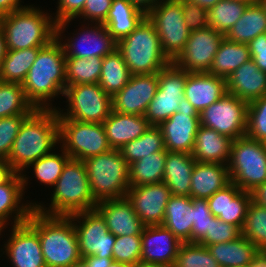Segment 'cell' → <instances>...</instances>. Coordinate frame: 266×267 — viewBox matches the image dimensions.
<instances>
[{"label": "cell", "instance_id": "cell-2", "mask_svg": "<svg viewBox=\"0 0 266 267\" xmlns=\"http://www.w3.org/2000/svg\"><path fill=\"white\" fill-rule=\"evenodd\" d=\"M65 61L63 47L57 38L40 48L22 83L25 96L35 109H56L52 101L63 97L66 88Z\"/></svg>", "mask_w": 266, "mask_h": 267}, {"label": "cell", "instance_id": "cell-36", "mask_svg": "<svg viewBox=\"0 0 266 267\" xmlns=\"http://www.w3.org/2000/svg\"><path fill=\"white\" fill-rule=\"evenodd\" d=\"M59 152L56 151L47 154L38 160L34 161L32 164H30L25 170L21 173V176L23 178V190L24 193L26 192V187H28L30 176L25 173L30 168V166L33 168V177L39 181L40 185H46L52 189L54 185L56 184V181L59 179L60 175L62 174L63 168L66 164V162L70 159V156L62 149L59 148ZM25 173V174H24Z\"/></svg>", "mask_w": 266, "mask_h": 267}, {"label": "cell", "instance_id": "cell-59", "mask_svg": "<svg viewBox=\"0 0 266 267\" xmlns=\"http://www.w3.org/2000/svg\"><path fill=\"white\" fill-rule=\"evenodd\" d=\"M134 6L147 14L152 10L161 0H129Z\"/></svg>", "mask_w": 266, "mask_h": 267}, {"label": "cell", "instance_id": "cell-44", "mask_svg": "<svg viewBox=\"0 0 266 267\" xmlns=\"http://www.w3.org/2000/svg\"><path fill=\"white\" fill-rule=\"evenodd\" d=\"M242 235L257 249L266 250V208L253 203L248 205Z\"/></svg>", "mask_w": 266, "mask_h": 267}, {"label": "cell", "instance_id": "cell-16", "mask_svg": "<svg viewBox=\"0 0 266 267\" xmlns=\"http://www.w3.org/2000/svg\"><path fill=\"white\" fill-rule=\"evenodd\" d=\"M199 126V113L183 97L177 112L159 125L163 134L165 149L169 152L192 154Z\"/></svg>", "mask_w": 266, "mask_h": 267}, {"label": "cell", "instance_id": "cell-13", "mask_svg": "<svg viewBox=\"0 0 266 267\" xmlns=\"http://www.w3.org/2000/svg\"><path fill=\"white\" fill-rule=\"evenodd\" d=\"M187 73L173 62L158 72V89L144 114L150 125L159 126L177 112L184 97Z\"/></svg>", "mask_w": 266, "mask_h": 267}, {"label": "cell", "instance_id": "cell-11", "mask_svg": "<svg viewBox=\"0 0 266 267\" xmlns=\"http://www.w3.org/2000/svg\"><path fill=\"white\" fill-rule=\"evenodd\" d=\"M71 21L73 20L56 24V38L62 45L66 57L103 58L117 48V41L109 34L104 24L84 22L86 26L81 24L82 28L76 29L71 36H64L63 33L67 32L66 28Z\"/></svg>", "mask_w": 266, "mask_h": 267}, {"label": "cell", "instance_id": "cell-15", "mask_svg": "<svg viewBox=\"0 0 266 267\" xmlns=\"http://www.w3.org/2000/svg\"><path fill=\"white\" fill-rule=\"evenodd\" d=\"M69 217L74 223L81 258L90 255L113 258L115 236L108 231L105 220L96 209L78 212Z\"/></svg>", "mask_w": 266, "mask_h": 267}, {"label": "cell", "instance_id": "cell-53", "mask_svg": "<svg viewBox=\"0 0 266 267\" xmlns=\"http://www.w3.org/2000/svg\"><path fill=\"white\" fill-rule=\"evenodd\" d=\"M86 0H58L57 10L53 13L54 21L57 23L74 20L83 10Z\"/></svg>", "mask_w": 266, "mask_h": 267}, {"label": "cell", "instance_id": "cell-48", "mask_svg": "<svg viewBox=\"0 0 266 267\" xmlns=\"http://www.w3.org/2000/svg\"><path fill=\"white\" fill-rule=\"evenodd\" d=\"M241 235L242 230L238 226L226 223L218 217H214L210 221L209 231H207V234L198 243L207 246L215 243L229 242Z\"/></svg>", "mask_w": 266, "mask_h": 267}, {"label": "cell", "instance_id": "cell-38", "mask_svg": "<svg viewBox=\"0 0 266 267\" xmlns=\"http://www.w3.org/2000/svg\"><path fill=\"white\" fill-rule=\"evenodd\" d=\"M167 152H156L129 165V186L163 182Z\"/></svg>", "mask_w": 266, "mask_h": 267}, {"label": "cell", "instance_id": "cell-37", "mask_svg": "<svg viewBox=\"0 0 266 267\" xmlns=\"http://www.w3.org/2000/svg\"><path fill=\"white\" fill-rule=\"evenodd\" d=\"M131 73L121 53L115 49L103 57L102 70L98 84L111 97L128 83Z\"/></svg>", "mask_w": 266, "mask_h": 267}, {"label": "cell", "instance_id": "cell-26", "mask_svg": "<svg viewBox=\"0 0 266 267\" xmlns=\"http://www.w3.org/2000/svg\"><path fill=\"white\" fill-rule=\"evenodd\" d=\"M227 92L248 103L266 95V72L253 59L243 63L226 79Z\"/></svg>", "mask_w": 266, "mask_h": 267}, {"label": "cell", "instance_id": "cell-50", "mask_svg": "<svg viewBox=\"0 0 266 267\" xmlns=\"http://www.w3.org/2000/svg\"><path fill=\"white\" fill-rule=\"evenodd\" d=\"M29 115L0 118V158L7 159L20 126Z\"/></svg>", "mask_w": 266, "mask_h": 267}, {"label": "cell", "instance_id": "cell-46", "mask_svg": "<svg viewBox=\"0 0 266 267\" xmlns=\"http://www.w3.org/2000/svg\"><path fill=\"white\" fill-rule=\"evenodd\" d=\"M246 136L266 143V95L248 105Z\"/></svg>", "mask_w": 266, "mask_h": 267}, {"label": "cell", "instance_id": "cell-42", "mask_svg": "<svg viewBox=\"0 0 266 267\" xmlns=\"http://www.w3.org/2000/svg\"><path fill=\"white\" fill-rule=\"evenodd\" d=\"M34 110L25 96L22 84L0 81V118L30 115Z\"/></svg>", "mask_w": 266, "mask_h": 267}, {"label": "cell", "instance_id": "cell-17", "mask_svg": "<svg viewBox=\"0 0 266 267\" xmlns=\"http://www.w3.org/2000/svg\"><path fill=\"white\" fill-rule=\"evenodd\" d=\"M224 37L209 26L190 31L186 46L172 62L187 72H209Z\"/></svg>", "mask_w": 266, "mask_h": 267}, {"label": "cell", "instance_id": "cell-20", "mask_svg": "<svg viewBox=\"0 0 266 267\" xmlns=\"http://www.w3.org/2000/svg\"><path fill=\"white\" fill-rule=\"evenodd\" d=\"M158 89V73L131 75L126 86L112 97V110L144 116Z\"/></svg>", "mask_w": 266, "mask_h": 267}, {"label": "cell", "instance_id": "cell-14", "mask_svg": "<svg viewBox=\"0 0 266 267\" xmlns=\"http://www.w3.org/2000/svg\"><path fill=\"white\" fill-rule=\"evenodd\" d=\"M248 105V102L227 92L199 114L200 125L232 140L243 137L247 129Z\"/></svg>", "mask_w": 266, "mask_h": 267}, {"label": "cell", "instance_id": "cell-1", "mask_svg": "<svg viewBox=\"0 0 266 267\" xmlns=\"http://www.w3.org/2000/svg\"><path fill=\"white\" fill-rule=\"evenodd\" d=\"M59 118L55 109H35L20 126L7 163L14 173H22L39 158L59 146Z\"/></svg>", "mask_w": 266, "mask_h": 267}, {"label": "cell", "instance_id": "cell-24", "mask_svg": "<svg viewBox=\"0 0 266 267\" xmlns=\"http://www.w3.org/2000/svg\"><path fill=\"white\" fill-rule=\"evenodd\" d=\"M24 196L23 178L20 173H13L0 184V220L8 226L25 223L38 203L33 200L25 202Z\"/></svg>", "mask_w": 266, "mask_h": 267}, {"label": "cell", "instance_id": "cell-7", "mask_svg": "<svg viewBox=\"0 0 266 267\" xmlns=\"http://www.w3.org/2000/svg\"><path fill=\"white\" fill-rule=\"evenodd\" d=\"M88 174L90 191L96 202L127 195L129 189V165L120 150L108 152L83 160Z\"/></svg>", "mask_w": 266, "mask_h": 267}, {"label": "cell", "instance_id": "cell-49", "mask_svg": "<svg viewBox=\"0 0 266 267\" xmlns=\"http://www.w3.org/2000/svg\"><path fill=\"white\" fill-rule=\"evenodd\" d=\"M192 216L191 243H198L209 231L210 221L214 218L207 199H193Z\"/></svg>", "mask_w": 266, "mask_h": 267}, {"label": "cell", "instance_id": "cell-29", "mask_svg": "<svg viewBox=\"0 0 266 267\" xmlns=\"http://www.w3.org/2000/svg\"><path fill=\"white\" fill-rule=\"evenodd\" d=\"M232 139L212 128L200 125L195 137L192 156L197 162L228 165Z\"/></svg>", "mask_w": 266, "mask_h": 267}, {"label": "cell", "instance_id": "cell-4", "mask_svg": "<svg viewBox=\"0 0 266 267\" xmlns=\"http://www.w3.org/2000/svg\"><path fill=\"white\" fill-rule=\"evenodd\" d=\"M49 207L42 201L34 206L38 212L51 216H70L95 209L97 202L90 191L83 161L70 158L50 194Z\"/></svg>", "mask_w": 266, "mask_h": 267}, {"label": "cell", "instance_id": "cell-25", "mask_svg": "<svg viewBox=\"0 0 266 267\" xmlns=\"http://www.w3.org/2000/svg\"><path fill=\"white\" fill-rule=\"evenodd\" d=\"M227 93L226 79L208 72H188L184 97L200 114Z\"/></svg>", "mask_w": 266, "mask_h": 267}, {"label": "cell", "instance_id": "cell-40", "mask_svg": "<svg viewBox=\"0 0 266 267\" xmlns=\"http://www.w3.org/2000/svg\"><path fill=\"white\" fill-rule=\"evenodd\" d=\"M156 152H167V150L161 128L155 125H150L139 138L126 143L120 149L128 165Z\"/></svg>", "mask_w": 266, "mask_h": 267}, {"label": "cell", "instance_id": "cell-39", "mask_svg": "<svg viewBox=\"0 0 266 267\" xmlns=\"http://www.w3.org/2000/svg\"><path fill=\"white\" fill-rule=\"evenodd\" d=\"M41 47L7 50L0 70V81L22 84Z\"/></svg>", "mask_w": 266, "mask_h": 267}, {"label": "cell", "instance_id": "cell-28", "mask_svg": "<svg viewBox=\"0 0 266 267\" xmlns=\"http://www.w3.org/2000/svg\"><path fill=\"white\" fill-rule=\"evenodd\" d=\"M112 149L120 150L126 143L139 138L150 124L144 116L122 114L112 110L102 123Z\"/></svg>", "mask_w": 266, "mask_h": 267}, {"label": "cell", "instance_id": "cell-35", "mask_svg": "<svg viewBox=\"0 0 266 267\" xmlns=\"http://www.w3.org/2000/svg\"><path fill=\"white\" fill-rule=\"evenodd\" d=\"M251 58L248 44L226 39L221 41L208 73L227 79L229 75Z\"/></svg>", "mask_w": 266, "mask_h": 267}, {"label": "cell", "instance_id": "cell-68", "mask_svg": "<svg viewBox=\"0 0 266 267\" xmlns=\"http://www.w3.org/2000/svg\"><path fill=\"white\" fill-rule=\"evenodd\" d=\"M259 2L264 6V8L266 10V0H260Z\"/></svg>", "mask_w": 266, "mask_h": 267}, {"label": "cell", "instance_id": "cell-6", "mask_svg": "<svg viewBox=\"0 0 266 267\" xmlns=\"http://www.w3.org/2000/svg\"><path fill=\"white\" fill-rule=\"evenodd\" d=\"M131 75L158 73L172 61L162 50L154 25L145 17L127 36L117 41Z\"/></svg>", "mask_w": 266, "mask_h": 267}, {"label": "cell", "instance_id": "cell-32", "mask_svg": "<svg viewBox=\"0 0 266 267\" xmlns=\"http://www.w3.org/2000/svg\"><path fill=\"white\" fill-rule=\"evenodd\" d=\"M146 17V14L129 0H113L106 20L102 23L116 40L129 35Z\"/></svg>", "mask_w": 266, "mask_h": 267}, {"label": "cell", "instance_id": "cell-54", "mask_svg": "<svg viewBox=\"0 0 266 267\" xmlns=\"http://www.w3.org/2000/svg\"><path fill=\"white\" fill-rule=\"evenodd\" d=\"M248 47L256 66L266 72V33L255 37L248 43Z\"/></svg>", "mask_w": 266, "mask_h": 267}, {"label": "cell", "instance_id": "cell-5", "mask_svg": "<svg viewBox=\"0 0 266 267\" xmlns=\"http://www.w3.org/2000/svg\"><path fill=\"white\" fill-rule=\"evenodd\" d=\"M0 26L6 37L7 50L44 47L56 38L52 13L34 4L1 16Z\"/></svg>", "mask_w": 266, "mask_h": 267}, {"label": "cell", "instance_id": "cell-21", "mask_svg": "<svg viewBox=\"0 0 266 267\" xmlns=\"http://www.w3.org/2000/svg\"><path fill=\"white\" fill-rule=\"evenodd\" d=\"M181 243L163 225L145 226L141 234L142 252L140 263L173 267Z\"/></svg>", "mask_w": 266, "mask_h": 267}, {"label": "cell", "instance_id": "cell-47", "mask_svg": "<svg viewBox=\"0 0 266 267\" xmlns=\"http://www.w3.org/2000/svg\"><path fill=\"white\" fill-rule=\"evenodd\" d=\"M141 252V235L115 236L113 261L134 266L141 262Z\"/></svg>", "mask_w": 266, "mask_h": 267}, {"label": "cell", "instance_id": "cell-52", "mask_svg": "<svg viewBox=\"0 0 266 267\" xmlns=\"http://www.w3.org/2000/svg\"><path fill=\"white\" fill-rule=\"evenodd\" d=\"M113 0H86L82 12L75 18H83L87 23L102 24L108 15ZM90 20V21H89Z\"/></svg>", "mask_w": 266, "mask_h": 267}, {"label": "cell", "instance_id": "cell-31", "mask_svg": "<svg viewBox=\"0 0 266 267\" xmlns=\"http://www.w3.org/2000/svg\"><path fill=\"white\" fill-rule=\"evenodd\" d=\"M193 198L190 196H171L167 202L163 226L169 229L182 243H191L193 226Z\"/></svg>", "mask_w": 266, "mask_h": 267}, {"label": "cell", "instance_id": "cell-56", "mask_svg": "<svg viewBox=\"0 0 266 267\" xmlns=\"http://www.w3.org/2000/svg\"><path fill=\"white\" fill-rule=\"evenodd\" d=\"M251 193V201L258 206L266 208V181L257 185Z\"/></svg>", "mask_w": 266, "mask_h": 267}, {"label": "cell", "instance_id": "cell-43", "mask_svg": "<svg viewBox=\"0 0 266 267\" xmlns=\"http://www.w3.org/2000/svg\"><path fill=\"white\" fill-rule=\"evenodd\" d=\"M248 3L237 0H221L208 10V26L224 36L242 16Z\"/></svg>", "mask_w": 266, "mask_h": 267}, {"label": "cell", "instance_id": "cell-3", "mask_svg": "<svg viewBox=\"0 0 266 267\" xmlns=\"http://www.w3.org/2000/svg\"><path fill=\"white\" fill-rule=\"evenodd\" d=\"M26 222L39 235L47 267H67L81 260L76 230L69 216L44 215L33 209Z\"/></svg>", "mask_w": 266, "mask_h": 267}, {"label": "cell", "instance_id": "cell-18", "mask_svg": "<svg viewBox=\"0 0 266 267\" xmlns=\"http://www.w3.org/2000/svg\"><path fill=\"white\" fill-rule=\"evenodd\" d=\"M11 233L1 246L12 267H47L38 233L27 223L11 226Z\"/></svg>", "mask_w": 266, "mask_h": 267}, {"label": "cell", "instance_id": "cell-12", "mask_svg": "<svg viewBox=\"0 0 266 267\" xmlns=\"http://www.w3.org/2000/svg\"><path fill=\"white\" fill-rule=\"evenodd\" d=\"M146 17L154 25L162 50L173 61L186 46L190 30L184 22L178 0H161Z\"/></svg>", "mask_w": 266, "mask_h": 267}, {"label": "cell", "instance_id": "cell-62", "mask_svg": "<svg viewBox=\"0 0 266 267\" xmlns=\"http://www.w3.org/2000/svg\"><path fill=\"white\" fill-rule=\"evenodd\" d=\"M185 1L196 3L201 7H204L206 10H209L211 7L216 5L221 0H185Z\"/></svg>", "mask_w": 266, "mask_h": 267}, {"label": "cell", "instance_id": "cell-22", "mask_svg": "<svg viewBox=\"0 0 266 267\" xmlns=\"http://www.w3.org/2000/svg\"><path fill=\"white\" fill-rule=\"evenodd\" d=\"M95 209L105 220L108 231L114 236L142 234L145 225L135 213L127 196L97 202Z\"/></svg>", "mask_w": 266, "mask_h": 267}, {"label": "cell", "instance_id": "cell-60", "mask_svg": "<svg viewBox=\"0 0 266 267\" xmlns=\"http://www.w3.org/2000/svg\"><path fill=\"white\" fill-rule=\"evenodd\" d=\"M14 172L3 158H0V184L4 183Z\"/></svg>", "mask_w": 266, "mask_h": 267}, {"label": "cell", "instance_id": "cell-10", "mask_svg": "<svg viewBox=\"0 0 266 267\" xmlns=\"http://www.w3.org/2000/svg\"><path fill=\"white\" fill-rule=\"evenodd\" d=\"M58 118L59 147L70 158L83 161L112 149L102 123L79 122L65 117Z\"/></svg>", "mask_w": 266, "mask_h": 267}, {"label": "cell", "instance_id": "cell-55", "mask_svg": "<svg viewBox=\"0 0 266 267\" xmlns=\"http://www.w3.org/2000/svg\"><path fill=\"white\" fill-rule=\"evenodd\" d=\"M22 0H0V17L10 14L13 11L26 8L30 5H24Z\"/></svg>", "mask_w": 266, "mask_h": 267}, {"label": "cell", "instance_id": "cell-58", "mask_svg": "<svg viewBox=\"0 0 266 267\" xmlns=\"http://www.w3.org/2000/svg\"><path fill=\"white\" fill-rule=\"evenodd\" d=\"M246 267H266V250L258 249Z\"/></svg>", "mask_w": 266, "mask_h": 267}, {"label": "cell", "instance_id": "cell-27", "mask_svg": "<svg viewBox=\"0 0 266 267\" xmlns=\"http://www.w3.org/2000/svg\"><path fill=\"white\" fill-rule=\"evenodd\" d=\"M230 183L228 165L196 161L192 171L190 197L208 199Z\"/></svg>", "mask_w": 266, "mask_h": 267}, {"label": "cell", "instance_id": "cell-51", "mask_svg": "<svg viewBox=\"0 0 266 267\" xmlns=\"http://www.w3.org/2000/svg\"><path fill=\"white\" fill-rule=\"evenodd\" d=\"M178 1L181 3L184 22L190 31L208 27V10L190 1Z\"/></svg>", "mask_w": 266, "mask_h": 267}, {"label": "cell", "instance_id": "cell-33", "mask_svg": "<svg viewBox=\"0 0 266 267\" xmlns=\"http://www.w3.org/2000/svg\"><path fill=\"white\" fill-rule=\"evenodd\" d=\"M266 33V10L260 3L248 4L242 16L231 27L225 38L242 44H248L255 37Z\"/></svg>", "mask_w": 266, "mask_h": 267}, {"label": "cell", "instance_id": "cell-34", "mask_svg": "<svg viewBox=\"0 0 266 267\" xmlns=\"http://www.w3.org/2000/svg\"><path fill=\"white\" fill-rule=\"evenodd\" d=\"M206 247L221 267H246L258 250L243 235L233 241L215 243Z\"/></svg>", "mask_w": 266, "mask_h": 267}, {"label": "cell", "instance_id": "cell-64", "mask_svg": "<svg viewBox=\"0 0 266 267\" xmlns=\"http://www.w3.org/2000/svg\"><path fill=\"white\" fill-rule=\"evenodd\" d=\"M109 267H131V266L124 263H120L118 261H112Z\"/></svg>", "mask_w": 266, "mask_h": 267}, {"label": "cell", "instance_id": "cell-41", "mask_svg": "<svg viewBox=\"0 0 266 267\" xmlns=\"http://www.w3.org/2000/svg\"><path fill=\"white\" fill-rule=\"evenodd\" d=\"M103 58L66 57L65 78L66 87L77 84L98 83L102 70Z\"/></svg>", "mask_w": 266, "mask_h": 267}, {"label": "cell", "instance_id": "cell-65", "mask_svg": "<svg viewBox=\"0 0 266 267\" xmlns=\"http://www.w3.org/2000/svg\"><path fill=\"white\" fill-rule=\"evenodd\" d=\"M131 267H164V266H155V265H147V264L139 263V264H135L134 266H131Z\"/></svg>", "mask_w": 266, "mask_h": 267}, {"label": "cell", "instance_id": "cell-57", "mask_svg": "<svg viewBox=\"0 0 266 267\" xmlns=\"http://www.w3.org/2000/svg\"><path fill=\"white\" fill-rule=\"evenodd\" d=\"M82 259L91 267H109L113 261V258L98 257L96 255L85 256Z\"/></svg>", "mask_w": 266, "mask_h": 267}, {"label": "cell", "instance_id": "cell-45", "mask_svg": "<svg viewBox=\"0 0 266 267\" xmlns=\"http://www.w3.org/2000/svg\"><path fill=\"white\" fill-rule=\"evenodd\" d=\"M173 267H221L206 246L199 243H181Z\"/></svg>", "mask_w": 266, "mask_h": 267}, {"label": "cell", "instance_id": "cell-30", "mask_svg": "<svg viewBox=\"0 0 266 267\" xmlns=\"http://www.w3.org/2000/svg\"><path fill=\"white\" fill-rule=\"evenodd\" d=\"M196 160L189 153H166L163 182L173 196H190L192 171Z\"/></svg>", "mask_w": 266, "mask_h": 267}, {"label": "cell", "instance_id": "cell-61", "mask_svg": "<svg viewBox=\"0 0 266 267\" xmlns=\"http://www.w3.org/2000/svg\"><path fill=\"white\" fill-rule=\"evenodd\" d=\"M6 53H7L6 37L2 27L0 26V70L2 67V63L4 61V57L6 56Z\"/></svg>", "mask_w": 266, "mask_h": 267}, {"label": "cell", "instance_id": "cell-9", "mask_svg": "<svg viewBox=\"0 0 266 267\" xmlns=\"http://www.w3.org/2000/svg\"><path fill=\"white\" fill-rule=\"evenodd\" d=\"M63 96L68 107L65 110L57 107L55 110L58 117L79 122L103 123L112 112V97L98 83L67 86Z\"/></svg>", "mask_w": 266, "mask_h": 267}, {"label": "cell", "instance_id": "cell-67", "mask_svg": "<svg viewBox=\"0 0 266 267\" xmlns=\"http://www.w3.org/2000/svg\"><path fill=\"white\" fill-rule=\"evenodd\" d=\"M237 1H242V2H245V3H248V4H253V3L259 2L260 0H237Z\"/></svg>", "mask_w": 266, "mask_h": 267}, {"label": "cell", "instance_id": "cell-8", "mask_svg": "<svg viewBox=\"0 0 266 267\" xmlns=\"http://www.w3.org/2000/svg\"><path fill=\"white\" fill-rule=\"evenodd\" d=\"M230 180L243 191L266 181V143L246 135L232 140L228 162Z\"/></svg>", "mask_w": 266, "mask_h": 267}, {"label": "cell", "instance_id": "cell-66", "mask_svg": "<svg viewBox=\"0 0 266 267\" xmlns=\"http://www.w3.org/2000/svg\"><path fill=\"white\" fill-rule=\"evenodd\" d=\"M6 226L8 227L6 223L0 220V236H3L1 233L7 228Z\"/></svg>", "mask_w": 266, "mask_h": 267}, {"label": "cell", "instance_id": "cell-63", "mask_svg": "<svg viewBox=\"0 0 266 267\" xmlns=\"http://www.w3.org/2000/svg\"><path fill=\"white\" fill-rule=\"evenodd\" d=\"M67 267H91L90 265H88L82 258L79 262L77 263H73Z\"/></svg>", "mask_w": 266, "mask_h": 267}, {"label": "cell", "instance_id": "cell-19", "mask_svg": "<svg viewBox=\"0 0 266 267\" xmlns=\"http://www.w3.org/2000/svg\"><path fill=\"white\" fill-rule=\"evenodd\" d=\"M126 196L145 226L163 224L165 208L172 196L164 182L130 186Z\"/></svg>", "mask_w": 266, "mask_h": 267}, {"label": "cell", "instance_id": "cell-23", "mask_svg": "<svg viewBox=\"0 0 266 267\" xmlns=\"http://www.w3.org/2000/svg\"><path fill=\"white\" fill-rule=\"evenodd\" d=\"M207 202L214 217L238 226L242 230L248 205L251 202V193L241 190L231 182L222 190L215 192Z\"/></svg>", "mask_w": 266, "mask_h": 267}]
</instances>
